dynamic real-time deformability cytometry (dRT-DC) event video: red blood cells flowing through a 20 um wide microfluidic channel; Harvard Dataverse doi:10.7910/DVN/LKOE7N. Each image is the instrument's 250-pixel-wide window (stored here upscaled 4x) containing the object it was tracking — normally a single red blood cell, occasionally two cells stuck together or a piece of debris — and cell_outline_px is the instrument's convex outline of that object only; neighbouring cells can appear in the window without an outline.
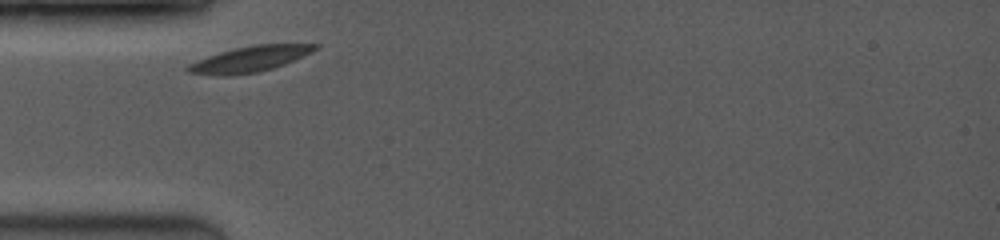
{"species": "common noctule bat (a hibernating species)", "species_latin": "Nyctalus noctula", "temperature_condition": "room temperature", "stored_images_in_passage": 5, "camera_frame_rate_fps": 3500, "um_per_image_px": 0.085, "animal": {"sex": "female", "body_mass_g": 19.0, "forearm_length_mm": 53.3}, "frame": {"image": 1, "passage_image": 1, "time_ms": 0.0, "image_size_px": [1000, 240], "cell_outline_px": [[320, 48], [312, 52], [284, 64], [272, 68], [256, 72], [232, 76], [224, 76], [188, 72], [184, 68], [188, 64], [196, 60], [220, 52], [252, 44], [320, 44]], "centroid_in_image_um": [21.23, 5.01], "position_along_channel_um": 63.8, "area_um2": 19.02}}
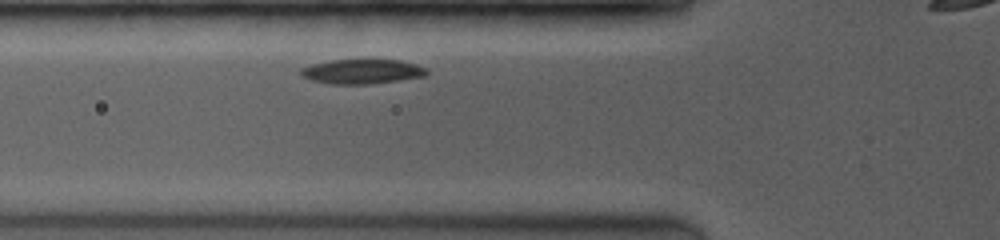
{"frame": {"image": 2, "passage_image": 2, "time_ms": 0.857, "image_size_px": [1000, 240], "cell_outline_px": [[428, 72], [424, 76], [396, 80], [364, 84], [328, 84], [312, 80], [304, 76], [300, 72], [300, 68], [312, 64], [332, 60], [400, 60], [416, 64], [424, 68]], "centroid_in_image_um": [30.74, 6.07], "position_along_channel_um": 95.1, "area_um2": 17.69}}
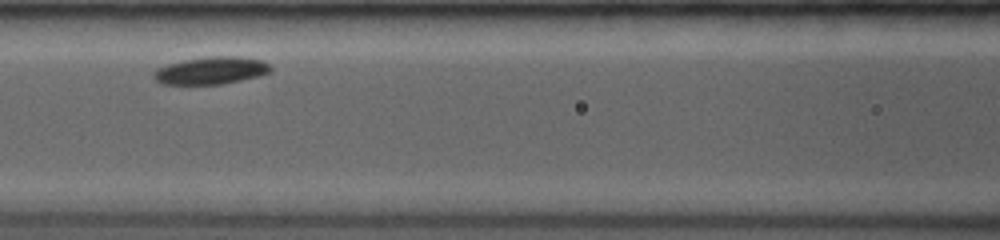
{"frame": {"image": 3, "passage_image": 4, "time_ms": 2.286, "image_size_px": [1000, 240], "cell_outline_px": [[272, 72], [260, 76], [220, 84], [160, 84], [152, 76], [152, 72], [156, 68], [168, 64], [184, 60], [208, 56], [240, 56], [264, 60], [272, 68]], "centroid_in_image_um": [17.95, 5.99], "position_along_channel_um": 148.7, "area_um2": 18.9}}